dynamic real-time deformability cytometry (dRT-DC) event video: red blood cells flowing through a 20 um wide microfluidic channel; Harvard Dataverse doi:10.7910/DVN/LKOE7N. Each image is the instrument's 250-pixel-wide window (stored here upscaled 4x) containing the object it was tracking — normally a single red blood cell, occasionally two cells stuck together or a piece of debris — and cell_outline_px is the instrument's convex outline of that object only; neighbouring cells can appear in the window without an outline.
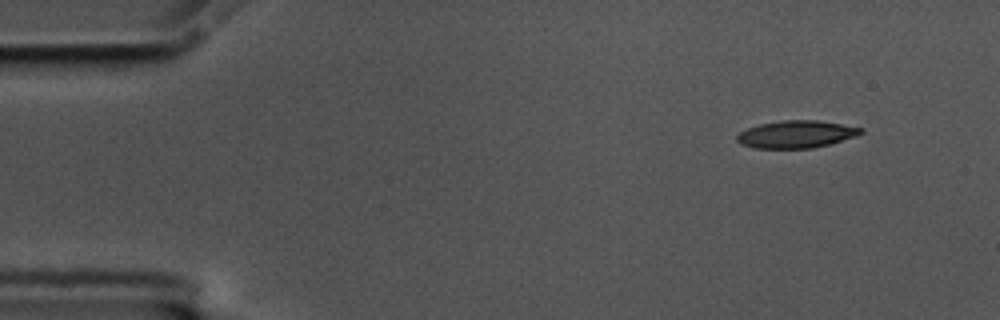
{"species": "common noctule bat (a hibernating species)", "species_latin": "Nyctalus noctula", "temperature_condition": "cold", "stored_images_in_passage": 53, "camera_frame_rate_fps": 3000, "um_per_image_px": 0.085, "animal": {"sex": "male", "body_mass_g": 17.5, "forearm_length_mm": 52.3}, "frame": {"image": 1, "passage_image": 1, "time_ms": 0.0, "image_size_px": [1000, 320], "cell_outline_px": [[864, 132], [856, 136], [828, 144], [812, 148], [756, 148], [744, 144], [736, 140], [736, 136], [740, 132], [748, 128], [760, 124], [784, 120], [816, 120], [864, 128]], "centroid_in_image_um": [67.7, 11.41], "position_along_channel_um": 17.3, "area_um2": 19.48}}
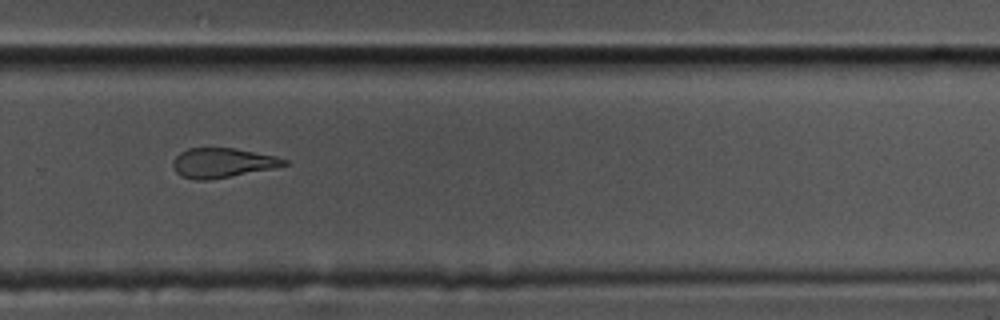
{"frame": {"image": 2, "passage_image": 34, "time_ms": 11.0, "image_size_px": [1000, 320], "cell_outline_px": [[288, 164], [272, 168], [208, 180], [196, 180], [180, 176], [176, 172], [172, 164], [172, 160], [180, 152], [188, 148], [232, 148], [276, 156], [288, 160]], "centroid_in_image_um": [18.86, 13.84], "position_along_channel_um": 310.9, "area_um2": 18.96}}
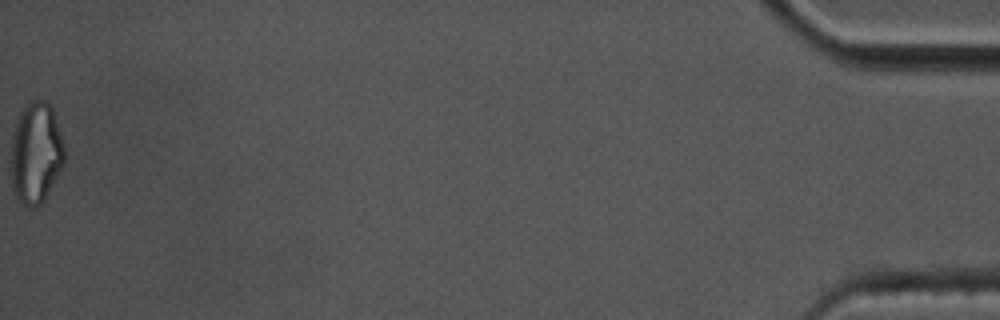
{"frame": {"image": 3, "passage_image": 53, "time_ms": 17.333, "image_size_px": [1000, 320], "cell_outline_px": [[64, 164], [44, 200], [40, 204], [28, 208], [16, 200], [12, 188], [12, 136], [16, 120], [20, 112], [28, 100], [44, 100], [52, 108], [64, 144]], "centroid_in_image_um": [3.04, 13.01], "position_along_channel_um": 432.2, "area_um2": 31.62}, "authors_computed_cell_mechanics": {"area_um2": 20.5768, "velocity_mm_per_s": 3.514, "shape_relaxation_time_tau1_ms": 7.0168, "shape_relaxation_time_tau2_ms": 8.8805, "deformation_change_tau1": 0.1892, "deformation_change_tau2": 0.2159}}